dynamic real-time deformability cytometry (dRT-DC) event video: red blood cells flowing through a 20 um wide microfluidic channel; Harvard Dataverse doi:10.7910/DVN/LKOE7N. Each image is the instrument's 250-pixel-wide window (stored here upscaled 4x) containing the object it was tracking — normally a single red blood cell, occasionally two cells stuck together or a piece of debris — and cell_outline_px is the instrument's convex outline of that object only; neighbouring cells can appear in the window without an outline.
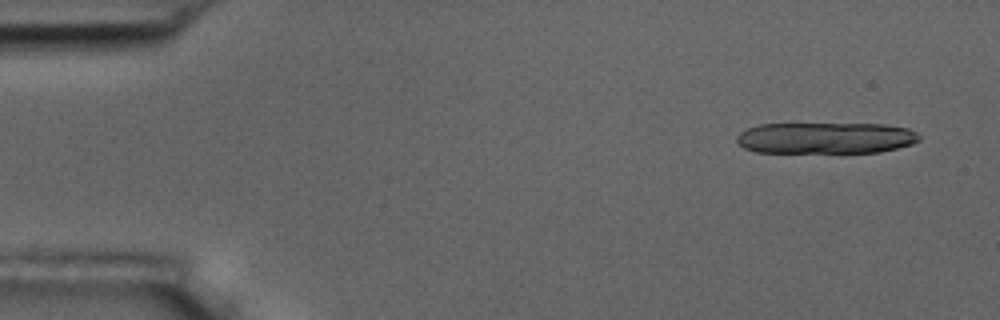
{"species": "common noctule bat (a hibernating species)", "species_latin": "Nyctalus noctula", "temperature_condition": "room temperature", "stored_images_in_passage": 5, "camera_frame_rate_fps": 3000, "um_per_image_px": 0.085, "animal": {"sex": "male", "body_mass_g": 17.5, "forearm_length_mm": 52.3}, "frame": {"image": 1, "passage_image": 1, "time_ms": 0.0, "image_size_px": [1000, 320], "cell_outline_px": [[920, 140], [912, 144], [880, 152], [756, 152], [744, 148], [736, 140], [736, 136], [740, 132], [748, 128], [760, 124], [884, 124], [908, 128], [916, 132], [920, 136]], "centroid_in_image_um": [70.19, 11.72], "position_along_channel_um": 14.8, "area_um2": 33.29}}
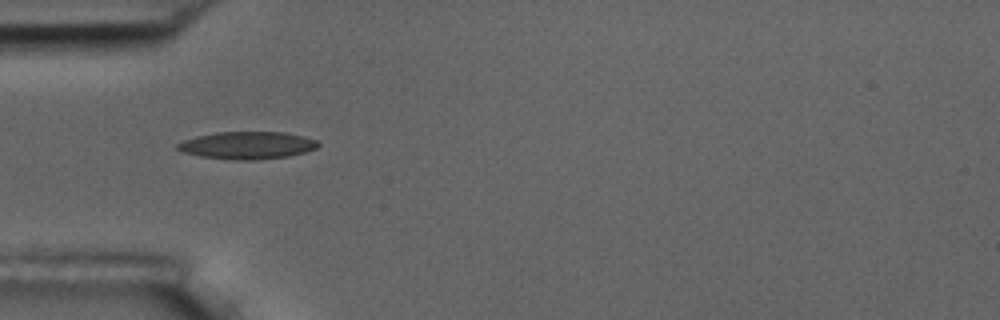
{"frame": {"image": 2, "passage_image": 5, "time_ms": 4.667, "image_size_px": [1000, 320], "cell_outline_px": [[320, 144], [316, 148], [304, 152], [288, 156], [252, 160], [232, 160], [200, 156], [184, 152], [176, 148], [176, 144], [184, 140], [196, 136], [216, 132], [284, 132], [304, 136], [316, 140]], "centroid_in_image_um": [21.01, 12.35], "position_along_channel_um": 64.0, "area_um2": 22.43}}